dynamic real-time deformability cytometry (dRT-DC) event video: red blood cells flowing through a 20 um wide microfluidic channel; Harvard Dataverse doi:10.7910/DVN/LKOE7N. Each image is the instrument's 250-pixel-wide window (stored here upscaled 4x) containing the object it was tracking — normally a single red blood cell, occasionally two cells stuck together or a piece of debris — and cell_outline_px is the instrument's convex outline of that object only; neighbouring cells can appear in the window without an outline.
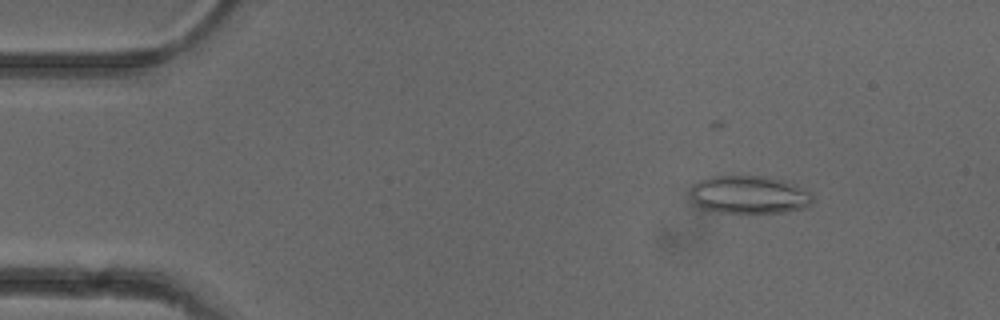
{"species": "common noctule bat (a hibernating species)", "species_latin": "Nyctalus noctula", "temperature_condition": "cold", "stored_images_in_passage": 48, "camera_frame_rate_fps": 3000, "um_per_image_px": 0.085, "animal": {"sex": "female"}, "frame": {"image": 1, "passage_image": 3, "time_ms": 0.667, "image_size_px": [1000, 320], "cell_outline_px": [[816, 200], [812, 204], [804, 208], [784, 212], [720, 212], [700, 208], [692, 200], [688, 192], [692, 184], [700, 180], [712, 176], [764, 176], [784, 180], [812, 192]], "centroid_in_image_um": [63.69, 16.54], "position_along_channel_um": 21.3, "area_um2": 27.4}}
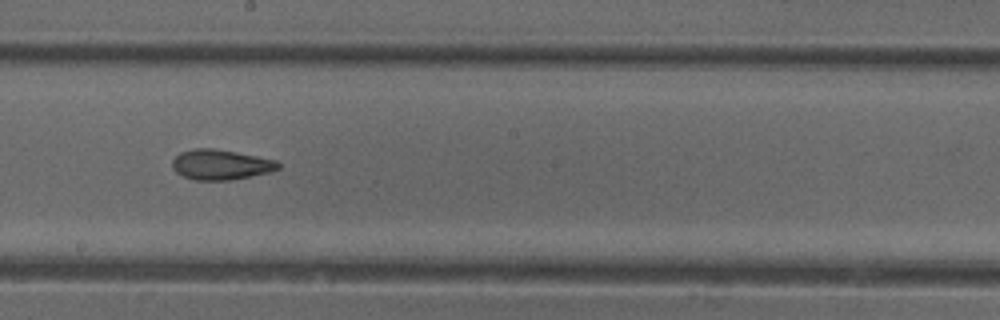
{"frame": {"image": 2, "passage_image": 25, "time_ms": 8.0, "image_size_px": [1000, 320], "cell_outline_px": [[280, 168], [268, 172], [228, 180], [196, 180], [184, 176], [176, 172], [172, 168], [172, 160], [180, 152], [196, 148], [212, 148], [236, 152], [276, 160], [280, 164]], "centroid_in_image_um": [18.73, 13.98], "position_along_channel_um": 229.5, "area_um2": 18.38}}
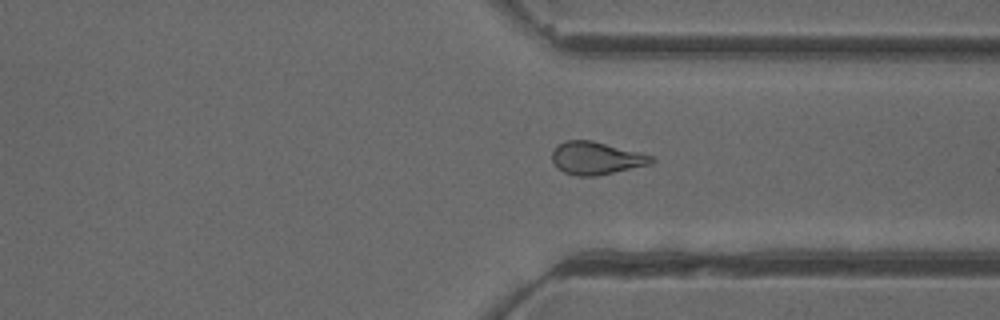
{"frame": {"image": 3, "passage_image": 35, "time_ms": 11.333, "image_size_px": [1000, 320], "cell_outline_px": [[656, 160], [652, 164], [596, 176], [576, 176], [564, 172], [556, 168], [552, 160], [552, 152], [556, 144], [564, 140], [592, 140], [652, 156]], "centroid_in_image_um": [50.63, 13.44], "position_along_channel_um": 360.8, "area_um2": 19.02}, "authors_computed_cell_mechanics": {"area_um2": 19.5653, "velocity_mm_per_s": 3.9466, "shape_relaxation_time_tau1_ms": null, "shape_relaxation_time_tau2_ms": 3.1129, "deformation_change_tau1": null, "deformation_change_tau2": 0.1091}}